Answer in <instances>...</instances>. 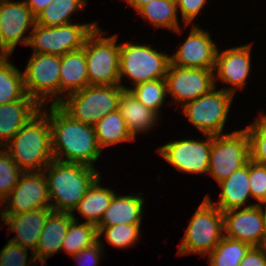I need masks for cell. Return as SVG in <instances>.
<instances>
[{"label": "cell", "mask_w": 266, "mask_h": 266, "mask_svg": "<svg viewBox=\"0 0 266 266\" xmlns=\"http://www.w3.org/2000/svg\"><path fill=\"white\" fill-rule=\"evenodd\" d=\"M98 26L86 38L85 51L89 85H120V45L117 35L106 37Z\"/></svg>", "instance_id": "6"}, {"label": "cell", "mask_w": 266, "mask_h": 266, "mask_svg": "<svg viewBox=\"0 0 266 266\" xmlns=\"http://www.w3.org/2000/svg\"><path fill=\"white\" fill-rule=\"evenodd\" d=\"M74 216L72 213L73 219L70 221L61 249L71 256L94 245L99 240L96 225L87 222L78 224V220Z\"/></svg>", "instance_id": "30"}, {"label": "cell", "mask_w": 266, "mask_h": 266, "mask_svg": "<svg viewBox=\"0 0 266 266\" xmlns=\"http://www.w3.org/2000/svg\"><path fill=\"white\" fill-rule=\"evenodd\" d=\"M131 7L135 8L136 12L145 4L152 0H125Z\"/></svg>", "instance_id": "43"}, {"label": "cell", "mask_w": 266, "mask_h": 266, "mask_svg": "<svg viewBox=\"0 0 266 266\" xmlns=\"http://www.w3.org/2000/svg\"><path fill=\"white\" fill-rule=\"evenodd\" d=\"M239 266H266V245L252 246Z\"/></svg>", "instance_id": "41"}, {"label": "cell", "mask_w": 266, "mask_h": 266, "mask_svg": "<svg viewBox=\"0 0 266 266\" xmlns=\"http://www.w3.org/2000/svg\"><path fill=\"white\" fill-rule=\"evenodd\" d=\"M52 1L54 0H23L35 17Z\"/></svg>", "instance_id": "42"}, {"label": "cell", "mask_w": 266, "mask_h": 266, "mask_svg": "<svg viewBox=\"0 0 266 266\" xmlns=\"http://www.w3.org/2000/svg\"><path fill=\"white\" fill-rule=\"evenodd\" d=\"M206 2L207 0H176L177 10L181 11L185 27L200 13Z\"/></svg>", "instance_id": "40"}, {"label": "cell", "mask_w": 266, "mask_h": 266, "mask_svg": "<svg viewBox=\"0 0 266 266\" xmlns=\"http://www.w3.org/2000/svg\"><path fill=\"white\" fill-rule=\"evenodd\" d=\"M41 109L42 106L28 94L18 101L0 105V147H4Z\"/></svg>", "instance_id": "21"}, {"label": "cell", "mask_w": 266, "mask_h": 266, "mask_svg": "<svg viewBox=\"0 0 266 266\" xmlns=\"http://www.w3.org/2000/svg\"><path fill=\"white\" fill-rule=\"evenodd\" d=\"M223 212L212 204L210 196H205L191 218L178 255L209 254L224 237Z\"/></svg>", "instance_id": "5"}, {"label": "cell", "mask_w": 266, "mask_h": 266, "mask_svg": "<svg viewBox=\"0 0 266 266\" xmlns=\"http://www.w3.org/2000/svg\"><path fill=\"white\" fill-rule=\"evenodd\" d=\"M43 173L47 181L51 209L67 213L75 211L89 187L100 177L95 168L55 159L43 169Z\"/></svg>", "instance_id": "3"}, {"label": "cell", "mask_w": 266, "mask_h": 266, "mask_svg": "<svg viewBox=\"0 0 266 266\" xmlns=\"http://www.w3.org/2000/svg\"><path fill=\"white\" fill-rule=\"evenodd\" d=\"M249 186L251 197L259 204L266 199V165L249 160Z\"/></svg>", "instance_id": "37"}, {"label": "cell", "mask_w": 266, "mask_h": 266, "mask_svg": "<svg viewBox=\"0 0 266 266\" xmlns=\"http://www.w3.org/2000/svg\"><path fill=\"white\" fill-rule=\"evenodd\" d=\"M141 224H118L112 227H97L98 239L105 235V240L116 248L133 246L140 237Z\"/></svg>", "instance_id": "34"}, {"label": "cell", "mask_w": 266, "mask_h": 266, "mask_svg": "<svg viewBox=\"0 0 266 266\" xmlns=\"http://www.w3.org/2000/svg\"><path fill=\"white\" fill-rule=\"evenodd\" d=\"M94 129L101 149L116 143L135 140L118 109L98 121Z\"/></svg>", "instance_id": "27"}, {"label": "cell", "mask_w": 266, "mask_h": 266, "mask_svg": "<svg viewBox=\"0 0 266 266\" xmlns=\"http://www.w3.org/2000/svg\"><path fill=\"white\" fill-rule=\"evenodd\" d=\"M144 198L135 195L113 196L97 227H112L118 224H141Z\"/></svg>", "instance_id": "24"}, {"label": "cell", "mask_w": 266, "mask_h": 266, "mask_svg": "<svg viewBox=\"0 0 266 266\" xmlns=\"http://www.w3.org/2000/svg\"><path fill=\"white\" fill-rule=\"evenodd\" d=\"M177 9L176 0H152L137 12L142 15V19L149 20L156 27L181 33Z\"/></svg>", "instance_id": "28"}, {"label": "cell", "mask_w": 266, "mask_h": 266, "mask_svg": "<svg viewBox=\"0 0 266 266\" xmlns=\"http://www.w3.org/2000/svg\"><path fill=\"white\" fill-rule=\"evenodd\" d=\"M185 42L178 51L170 56L171 64L189 68L214 70L218 48L211 39L209 32L192 25Z\"/></svg>", "instance_id": "17"}, {"label": "cell", "mask_w": 266, "mask_h": 266, "mask_svg": "<svg viewBox=\"0 0 266 266\" xmlns=\"http://www.w3.org/2000/svg\"><path fill=\"white\" fill-rule=\"evenodd\" d=\"M224 235L251 246L266 245V228L260 207L255 203L223 212Z\"/></svg>", "instance_id": "16"}, {"label": "cell", "mask_w": 266, "mask_h": 266, "mask_svg": "<svg viewBox=\"0 0 266 266\" xmlns=\"http://www.w3.org/2000/svg\"><path fill=\"white\" fill-rule=\"evenodd\" d=\"M102 250V241L98 240L94 245L73 255L72 258L78 261V266H95L99 263Z\"/></svg>", "instance_id": "39"}, {"label": "cell", "mask_w": 266, "mask_h": 266, "mask_svg": "<svg viewBox=\"0 0 266 266\" xmlns=\"http://www.w3.org/2000/svg\"><path fill=\"white\" fill-rule=\"evenodd\" d=\"M23 172H39L54 159L47 112L39 111L3 147Z\"/></svg>", "instance_id": "2"}, {"label": "cell", "mask_w": 266, "mask_h": 266, "mask_svg": "<svg viewBox=\"0 0 266 266\" xmlns=\"http://www.w3.org/2000/svg\"><path fill=\"white\" fill-rule=\"evenodd\" d=\"M47 112L51 128L53 158L62 162L83 164L95 168L102 153L94 126L76 121L57 104Z\"/></svg>", "instance_id": "1"}, {"label": "cell", "mask_w": 266, "mask_h": 266, "mask_svg": "<svg viewBox=\"0 0 266 266\" xmlns=\"http://www.w3.org/2000/svg\"><path fill=\"white\" fill-rule=\"evenodd\" d=\"M261 211H262V214H263V218H264V223H265V228H266V199L263 200L262 202H260L259 204H257ZM265 205V206H263Z\"/></svg>", "instance_id": "44"}, {"label": "cell", "mask_w": 266, "mask_h": 266, "mask_svg": "<svg viewBox=\"0 0 266 266\" xmlns=\"http://www.w3.org/2000/svg\"><path fill=\"white\" fill-rule=\"evenodd\" d=\"M221 187L218 203H212L222 212L241 208L251 196L249 186V162L218 183Z\"/></svg>", "instance_id": "23"}, {"label": "cell", "mask_w": 266, "mask_h": 266, "mask_svg": "<svg viewBox=\"0 0 266 266\" xmlns=\"http://www.w3.org/2000/svg\"><path fill=\"white\" fill-rule=\"evenodd\" d=\"M250 160L249 141L245 129L223 135H212L208 175L217 183L227 179Z\"/></svg>", "instance_id": "10"}, {"label": "cell", "mask_w": 266, "mask_h": 266, "mask_svg": "<svg viewBox=\"0 0 266 266\" xmlns=\"http://www.w3.org/2000/svg\"><path fill=\"white\" fill-rule=\"evenodd\" d=\"M8 59L9 55L0 56V105L18 101L26 95L23 73Z\"/></svg>", "instance_id": "29"}, {"label": "cell", "mask_w": 266, "mask_h": 266, "mask_svg": "<svg viewBox=\"0 0 266 266\" xmlns=\"http://www.w3.org/2000/svg\"><path fill=\"white\" fill-rule=\"evenodd\" d=\"M35 24L36 17L23 1L0 0V54L10 56L20 42L27 46L31 34L23 35Z\"/></svg>", "instance_id": "12"}, {"label": "cell", "mask_w": 266, "mask_h": 266, "mask_svg": "<svg viewBox=\"0 0 266 266\" xmlns=\"http://www.w3.org/2000/svg\"><path fill=\"white\" fill-rule=\"evenodd\" d=\"M252 246L248 243L224 237L208 254L209 266H239Z\"/></svg>", "instance_id": "32"}, {"label": "cell", "mask_w": 266, "mask_h": 266, "mask_svg": "<svg viewBox=\"0 0 266 266\" xmlns=\"http://www.w3.org/2000/svg\"><path fill=\"white\" fill-rule=\"evenodd\" d=\"M251 44L217 51L214 79H220L231 87L222 90L235 94V88L243 89L246 79L251 72ZM233 86V87H232Z\"/></svg>", "instance_id": "18"}, {"label": "cell", "mask_w": 266, "mask_h": 266, "mask_svg": "<svg viewBox=\"0 0 266 266\" xmlns=\"http://www.w3.org/2000/svg\"><path fill=\"white\" fill-rule=\"evenodd\" d=\"M216 86L208 93L203 94L183 106L181 109L189 122L199 129L203 135H223L222 133L233 94L222 89L216 90Z\"/></svg>", "instance_id": "9"}, {"label": "cell", "mask_w": 266, "mask_h": 266, "mask_svg": "<svg viewBox=\"0 0 266 266\" xmlns=\"http://www.w3.org/2000/svg\"><path fill=\"white\" fill-rule=\"evenodd\" d=\"M214 70L189 68L170 63L165 76L167 94L182 106L215 87Z\"/></svg>", "instance_id": "15"}, {"label": "cell", "mask_w": 266, "mask_h": 266, "mask_svg": "<svg viewBox=\"0 0 266 266\" xmlns=\"http://www.w3.org/2000/svg\"><path fill=\"white\" fill-rule=\"evenodd\" d=\"M128 90L141 102L146 108L159 113L161 105L165 102L167 95V84L165 78L146 81L135 85Z\"/></svg>", "instance_id": "33"}, {"label": "cell", "mask_w": 266, "mask_h": 266, "mask_svg": "<svg viewBox=\"0 0 266 266\" xmlns=\"http://www.w3.org/2000/svg\"><path fill=\"white\" fill-rule=\"evenodd\" d=\"M123 91L120 85H89L67 94L57 105L74 120L94 126L118 109Z\"/></svg>", "instance_id": "4"}, {"label": "cell", "mask_w": 266, "mask_h": 266, "mask_svg": "<svg viewBox=\"0 0 266 266\" xmlns=\"http://www.w3.org/2000/svg\"><path fill=\"white\" fill-rule=\"evenodd\" d=\"M250 160L266 165V114L258 117L246 129Z\"/></svg>", "instance_id": "35"}, {"label": "cell", "mask_w": 266, "mask_h": 266, "mask_svg": "<svg viewBox=\"0 0 266 266\" xmlns=\"http://www.w3.org/2000/svg\"><path fill=\"white\" fill-rule=\"evenodd\" d=\"M118 110L134 139L137 133H143V131L145 133L153 128L160 115L146 108L129 90H124L121 93Z\"/></svg>", "instance_id": "25"}, {"label": "cell", "mask_w": 266, "mask_h": 266, "mask_svg": "<svg viewBox=\"0 0 266 266\" xmlns=\"http://www.w3.org/2000/svg\"><path fill=\"white\" fill-rule=\"evenodd\" d=\"M89 86L87 63L83 48L60 56V94L53 99L58 104L64 96ZM65 91H69L65 93ZM55 100V101H54Z\"/></svg>", "instance_id": "22"}, {"label": "cell", "mask_w": 266, "mask_h": 266, "mask_svg": "<svg viewBox=\"0 0 266 266\" xmlns=\"http://www.w3.org/2000/svg\"><path fill=\"white\" fill-rule=\"evenodd\" d=\"M53 210L51 208H38L20 214H1V220L9 226L16 236L11 242L35 251L40 235L45 226L47 217Z\"/></svg>", "instance_id": "19"}, {"label": "cell", "mask_w": 266, "mask_h": 266, "mask_svg": "<svg viewBox=\"0 0 266 266\" xmlns=\"http://www.w3.org/2000/svg\"><path fill=\"white\" fill-rule=\"evenodd\" d=\"M7 201V202H5ZM9 201V202H8ZM47 181L43 171L24 172L18 184L3 200L1 214H20L38 208H51Z\"/></svg>", "instance_id": "13"}, {"label": "cell", "mask_w": 266, "mask_h": 266, "mask_svg": "<svg viewBox=\"0 0 266 266\" xmlns=\"http://www.w3.org/2000/svg\"><path fill=\"white\" fill-rule=\"evenodd\" d=\"M27 250L9 240L0 251V266H27Z\"/></svg>", "instance_id": "38"}, {"label": "cell", "mask_w": 266, "mask_h": 266, "mask_svg": "<svg viewBox=\"0 0 266 266\" xmlns=\"http://www.w3.org/2000/svg\"><path fill=\"white\" fill-rule=\"evenodd\" d=\"M5 151V152H4ZM0 148V201L18 184L20 176L24 173L12 160L6 150Z\"/></svg>", "instance_id": "36"}, {"label": "cell", "mask_w": 266, "mask_h": 266, "mask_svg": "<svg viewBox=\"0 0 266 266\" xmlns=\"http://www.w3.org/2000/svg\"><path fill=\"white\" fill-rule=\"evenodd\" d=\"M101 177H98L89 187L84 197L80 200L75 210L85 218L87 223L98 225L105 210L111 204L115 192L112 189L104 188L100 184Z\"/></svg>", "instance_id": "26"}, {"label": "cell", "mask_w": 266, "mask_h": 266, "mask_svg": "<svg viewBox=\"0 0 266 266\" xmlns=\"http://www.w3.org/2000/svg\"><path fill=\"white\" fill-rule=\"evenodd\" d=\"M86 5V0H54L36 16V24L46 27L69 24L72 13Z\"/></svg>", "instance_id": "31"}, {"label": "cell", "mask_w": 266, "mask_h": 266, "mask_svg": "<svg viewBox=\"0 0 266 266\" xmlns=\"http://www.w3.org/2000/svg\"><path fill=\"white\" fill-rule=\"evenodd\" d=\"M171 63L170 56L154 50L151 45L132 43L120 44L119 79L121 85L123 75L132 81L133 85L142 82L165 78Z\"/></svg>", "instance_id": "7"}, {"label": "cell", "mask_w": 266, "mask_h": 266, "mask_svg": "<svg viewBox=\"0 0 266 266\" xmlns=\"http://www.w3.org/2000/svg\"><path fill=\"white\" fill-rule=\"evenodd\" d=\"M207 141L184 139L170 141L157 149L159 155L176 170L190 174L207 173L212 146V135L205 134Z\"/></svg>", "instance_id": "14"}, {"label": "cell", "mask_w": 266, "mask_h": 266, "mask_svg": "<svg viewBox=\"0 0 266 266\" xmlns=\"http://www.w3.org/2000/svg\"><path fill=\"white\" fill-rule=\"evenodd\" d=\"M72 219V213L52 211L49 214L37 247L31 255L32 259H29L32 266L39 262L44 265L46 263L45 259L62 249V243Z\"/></svg>", "instance_id": "20"}, {"label": "cell", "mask_w": 266, "mask_h": 266, "mask_svg": "<svg viewBox=\"0 0 266 266\" xmlns=\"http://www.w3.org/2000/svg\"><path fill=\"white\" fill-rule=\"evenodd\" d=\"M97 23L65 24L54 27L35 24L30 31L27 46L33 47V53L62 56L68 52L83 48L86 38L95 30Z\"/></svg>", "instance_id": "8"}, {"label": "cell", "mask_w": 266, "mask_h": 266, "mask_svg": "<svg viewBox=\"0 0 266 266\" xmlns=\"http://www.w3.org/2000/svg\"><path fill=\"white\" fill-rule=\"evenodd\" d=\"M23 73L26 94L41 106L60 95V56L32 53ZM48 97H51L49 100Z\"/></svg>", "instance_id": "11"}]
</instances>
